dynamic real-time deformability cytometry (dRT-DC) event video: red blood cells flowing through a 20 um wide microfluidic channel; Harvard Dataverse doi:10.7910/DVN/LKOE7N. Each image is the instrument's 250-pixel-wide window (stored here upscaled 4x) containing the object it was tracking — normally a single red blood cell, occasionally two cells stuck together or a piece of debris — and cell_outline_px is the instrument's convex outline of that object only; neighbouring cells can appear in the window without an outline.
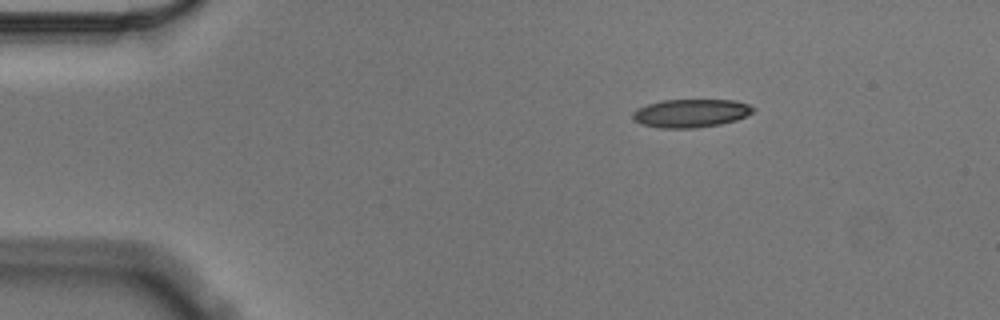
{"species": "Egyptian fruit bat (a non-hibernating species)", "species_latin": "Rousettus aegyptiacus", "temperature_condition": "cold", "stored_images_in_passage": 48, "camera_frame_rate_fps": 3000, "um_per_image_px": 0.085, "animal": {"sex": "male"}, "frame": {"image": 1, "passage_image": 1, "time_ms": 0.0, "image_size_px": [1000, 320], "cell_outline_px": [[756, 108], [752, 112], [736, 120], [720, 124], [696, 128], [660, 128], [640, 124], [632, 120], [632, 112], [636, 108], [648, 104], [664, 100], [736, 100], [748, 104]], "centroid_in_image_um": [58.68, 9.62], "position_along_channel_um": 26.3, "area_um2": 19.94}}
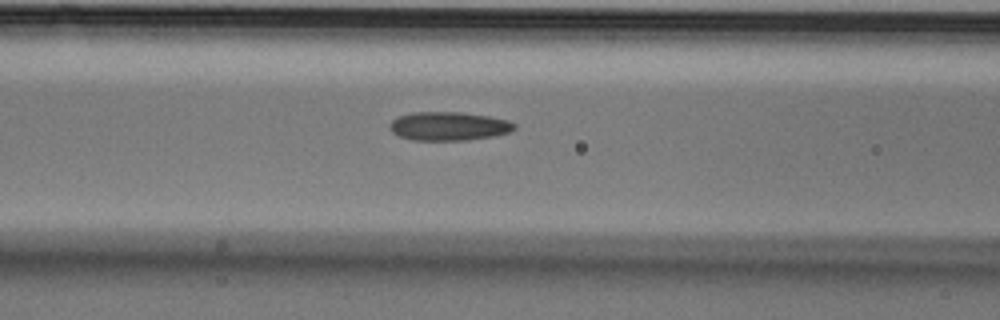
{"frame": {"image": 2, "passage_image": 15, "time_ms": 4.667, "image_size_px": [1000, 320], "cell_outline_px": [[516, 128], [508, 132], [492, 136], [468, 140], [412, 140], [400, 136], [392, 132], [388, 128], [388, 124], [392, 120], [400, 116], [412, 112], [460, 112], [488, 116], [508, 120], [516, 124]], "centroid_in_image_um": [38.12, 10.72], "position_along_channel_um": 128.5, "area_um2": 20.81}}
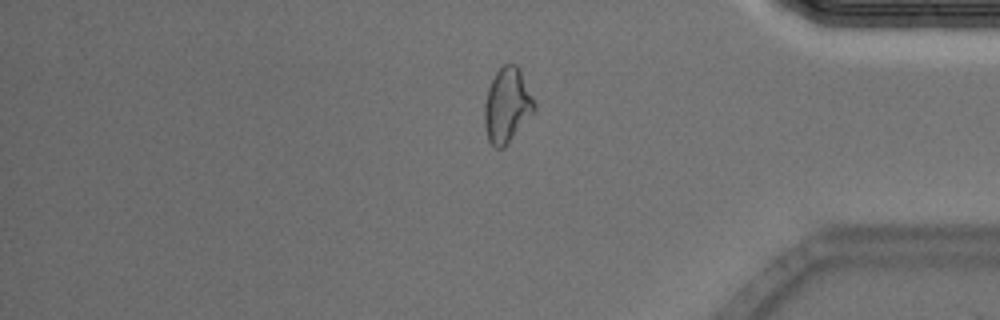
{"frame": {"image": 3, "passage_image": 39, "time_ms": 12.667, "image_size_px": [1000, 320], "cell_outline_px": [[536, 108], [508, 144], [504, 148], [496, 148], [488, 140], [484, 124], [484, 104], [488, 88], [496, 72], [504, 64], [516, 64], [536, 104]], "centroid_in_image_um": [43.08, 8.98], "position_along_channel_um": 392.1, "area_um2": 21.39}, "authors_computed_cell_mechanics": {"area_um2": 20.5768, "velocity_mm_per_s": 3.5577, "shape_relaxation_time_tau1_ms": 7.089, "shape_relaxation_time_tau2_ms": 3.7579, "deformation_change_tau1": 0.1372, "deformation_change_tau2": 0.1177}}